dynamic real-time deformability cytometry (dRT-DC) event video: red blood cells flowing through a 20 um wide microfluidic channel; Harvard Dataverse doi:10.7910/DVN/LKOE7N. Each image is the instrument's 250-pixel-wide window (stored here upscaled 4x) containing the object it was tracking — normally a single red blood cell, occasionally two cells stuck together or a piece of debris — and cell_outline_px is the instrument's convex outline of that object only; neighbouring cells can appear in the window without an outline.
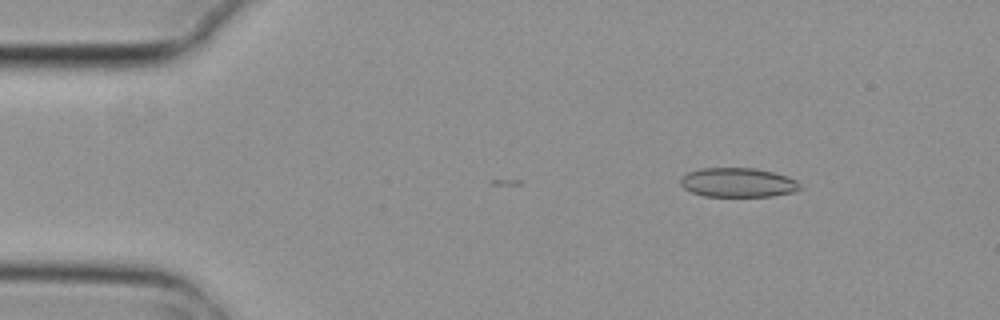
{"species": "common noctule bat (a hibernating species)", "species_latin": "Nyctalus noctula", "temperature_condition": "cold", "stored_images_in_passage": 4, "camera_frame_rate_fps": 3000, "um_per_image_px": 0.085, "animal": {"sex": "female", "body_mass_g": 29.2, "forearm_length_mm": 56.3}, "frame": {"image": 1, "passage_image": 2, "time_ms": 0.333, "image_size_px": [1000, 320], "cell_outline_px": [[800, 188], [792, 192], [772, 196], [704, 196], [692, 192], [684, 188], [680, 184], [680, 176], [688, 172], [700, 168], [752, 168], [772, 172], [796, 180], [800, 184]], "centroid_in_image_um": [62.66, 15.51], "position_along_channel_um": 22.3, "area_um2": 20.23}}